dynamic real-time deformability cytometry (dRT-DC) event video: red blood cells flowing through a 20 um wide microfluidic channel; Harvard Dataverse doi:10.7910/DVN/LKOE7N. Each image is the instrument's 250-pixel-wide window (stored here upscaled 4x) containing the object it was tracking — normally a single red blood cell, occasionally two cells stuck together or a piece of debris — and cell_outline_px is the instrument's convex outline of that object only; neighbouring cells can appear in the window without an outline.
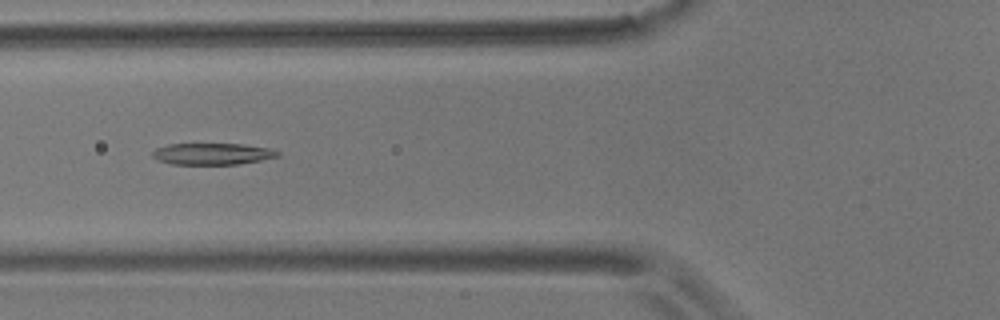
{"species": "common noctule bat (a hibernating species)", "species_latin": "Nyctalus noctula", "temperature_condition": "room temperature", "stored_images_in_passage": 42, "camera_frame_rate_fps": 3000, "um_per_image_px": 0.085, "animal": {"sex": "male", "body_mass_g": 17.9}, "frame": {"image": 1, "passage_image": 7, "time_ms": 2.0, "image_size_px": [1000, 320], "cell_outline_px": [[280, 156], [240, 164], [172, 164], [156, 160], [152, 156], [152, 152], [156, 148], [168, 144], [244, 144], [268, 148], [280, 152]], "centroid_in_image_um": [18.03, 13.08], "position_along_channel_um": 107.8, "area_um2": 15.72}}
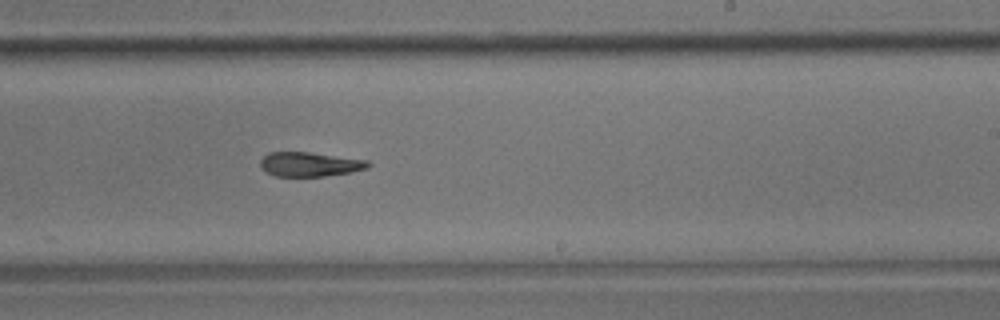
{"frame": {"image": 2, "passage_image": 20, "time_ms": 6.333, "image_size_px": [1000, 320], "cell_outline_px": [[372, 164], [368, 168], [352, 172], [324, 176], [276, 176], [260, 168], [260, 160], [268, 152], [308, 152], [368, 160]], "centroid_in_image_um": [26.34, 13.96], "position_along_channel_um": 262.7, "area_um2": 15.32}}
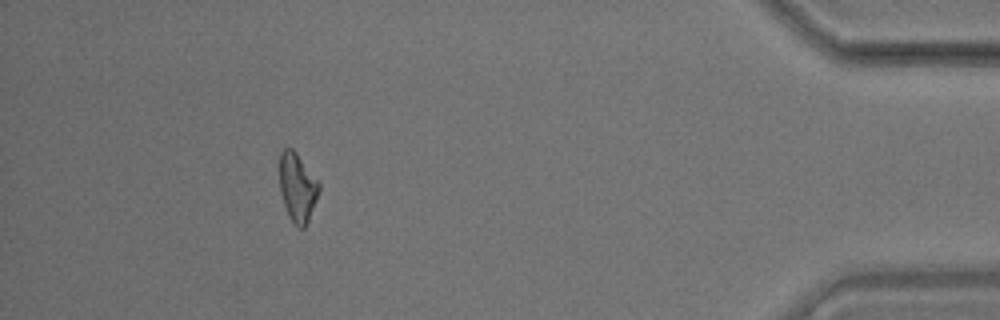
{"frame": {"image": 3, "passage_image": 37, "time_ms": 12.0, "image_size_px": [1000, 320], "cell_outline_px": [[320, 188], [316, 200], [308, 220], [304, 228], [300, 228], [288, 216], [280, 192], [280, 152], [284, 148], [292, 148], [296, 152], [320, 184]], "centroid_in_image_um": [25.27, 15.91], "position_along_channel_um": 409.9, "area_um2": 15.49}, "authors_computed_cell_mechanics": {"area_um2": 16.0973, "velocity_mm_per_s": 3.577, "shape_relaxation_time_tau1_ms": null, "shape_relaxation_time_tau2_ms": 4.5877, "deformation_change_tau1": null, "deformation_change_tau2": 0.1307}}